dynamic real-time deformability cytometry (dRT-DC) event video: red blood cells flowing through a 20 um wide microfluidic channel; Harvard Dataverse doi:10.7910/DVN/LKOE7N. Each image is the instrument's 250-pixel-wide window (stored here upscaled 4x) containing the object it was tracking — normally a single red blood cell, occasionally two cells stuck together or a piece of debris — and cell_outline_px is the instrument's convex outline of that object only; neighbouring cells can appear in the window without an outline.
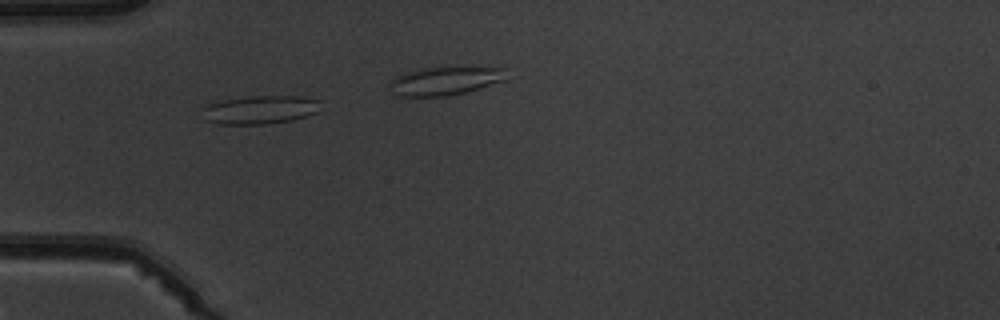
{"species": "common noctule bat (a hibernating species)", "species_latin": "Nyctalus noctula", "temperature_condition": "warm", "stored_images_in_passage": 6, "camera_frame_rate_fps": 3000, "um_per_image_px": 0.085, "animal": {"sex": "male", "body_mass_g": 19.5, "forearm_length_mm": 54.6}, "frame": {"image": 1, "passage_image": 3, "time_ms": 2.667, "image_size_px": [1000, 320], "cell_outline_px": [[316, 112], [292, 120], [264, 124], [216, 124], [204, 120], [204, 108], [208, 104], [220, 100], [248, 96], [300, 96], [316, 100]], "centroid_in_image_um": [22.0, 9.33], "position_along_channel_um": 63.0, "area_um2": 19.25}}
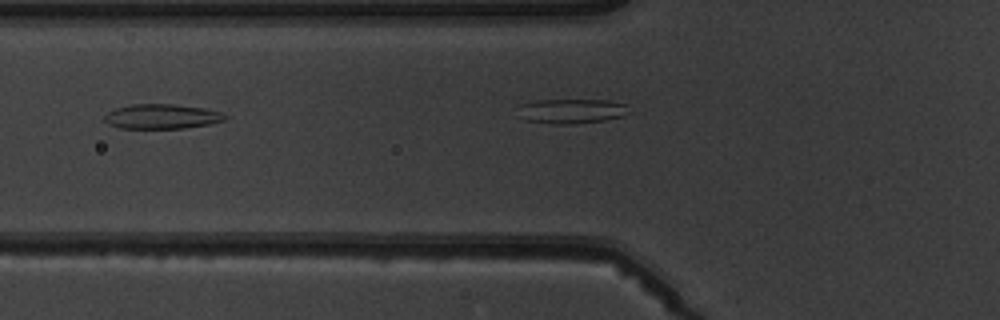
{"frame": {"image": 2, "passage_image": 4, "time_ms": 4.0, "image_size_px": [1000, 320], "cell_outline_px": [[228, 116], [224, 120], [208, 124], [184, 128], [120, 128], [108, 124], [104, 120], [104, 116], [108, 112], [116, 108], [128, 104], [172, 104], [204, 108], [224, 112]], "centroid_in_image_um": [13.75, 9.89], "position_along_channel_um": 112.0, "area_um2": 17.4}}
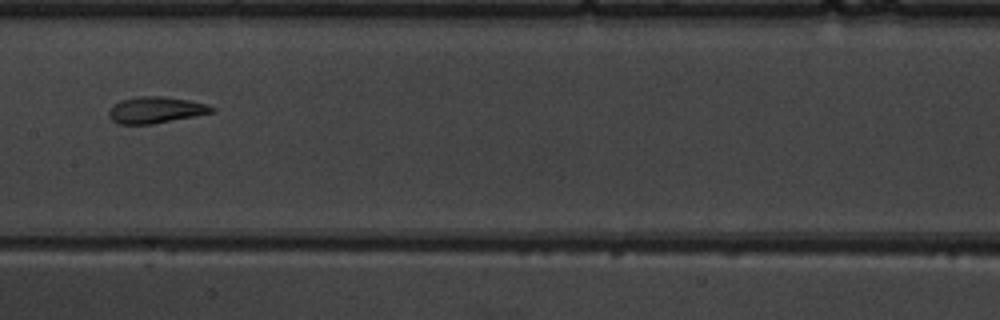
{"frame": {"image": 3, "passage_image": 6, "time_ms": 7.0, "image_size_px": [1000, 320], "cell_outline_px": [[216, 112], [152, 124], [116, 124], [108, 116], [108, 112], [112, 104], [120, 100], [140, 96], [164, 96], [188, 100], [208, 104], [216, 108]], "centroid_in_image_um": [13.23, 9.34], "position_along_channel_um": 194.2, "area_um2": 16.07}}